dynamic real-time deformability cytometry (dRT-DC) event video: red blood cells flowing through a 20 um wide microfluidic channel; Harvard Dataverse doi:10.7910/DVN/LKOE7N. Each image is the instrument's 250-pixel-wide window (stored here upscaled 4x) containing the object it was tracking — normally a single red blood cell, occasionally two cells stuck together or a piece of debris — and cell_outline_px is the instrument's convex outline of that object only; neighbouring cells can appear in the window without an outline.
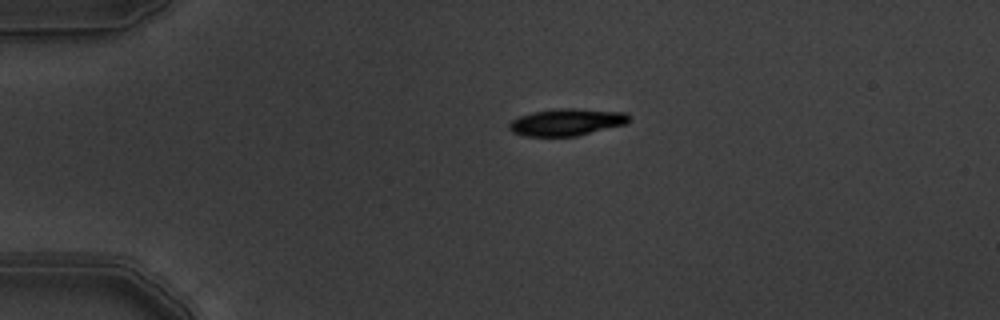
{"species": "common noctule bat (a hibernating species)", "species_latin": "Nyctalus noctula", "temperature_condition": "warm", "stored_images_in_passage": 3, "camera_frame_rate_fps": 3000, "um_per_image_px": 0.085, "animal": {"sex": "male", "body_mass_g": 19.5, "forearm_length_mm": 54.6}, "frame": {"image": 1, "passage_image": 1, "time_ms": 0.0, "image_size_px": [1000, 320], "cell_outline_px": [[628, 124], [576, 136], [524, 136], [512, 132], [508, 128], [508, 124], [512, 120], [520, 116], [532, 112], [556, 108], [576, 108], [628, 112]], "centroid_in_image_um": [48.18, 10.37], "position_along_channel_um": 36.8, "area_um2": 19.07}}
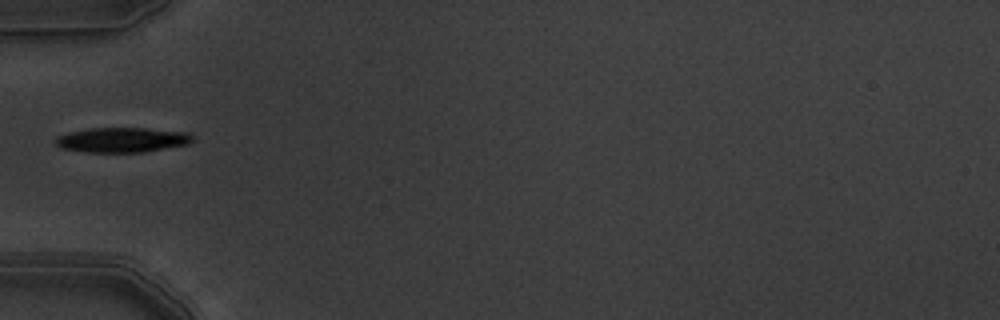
{"frame": {"image": 2, "passage_image": 3, "time_ms": 0.667, "image_size_px": [1000, 320], "cell_outline_px": [[196, 140], [188, 144], [144, 152], [88, 152], [64, 148], [56, 144], [56, 136], [68, 132], [88, 128], [144, 128], [188, 132]], "centroid_in_image_um": [10.41, 11.88], "position_along_channel_um": 74.6, "area_um2": 19.83}}